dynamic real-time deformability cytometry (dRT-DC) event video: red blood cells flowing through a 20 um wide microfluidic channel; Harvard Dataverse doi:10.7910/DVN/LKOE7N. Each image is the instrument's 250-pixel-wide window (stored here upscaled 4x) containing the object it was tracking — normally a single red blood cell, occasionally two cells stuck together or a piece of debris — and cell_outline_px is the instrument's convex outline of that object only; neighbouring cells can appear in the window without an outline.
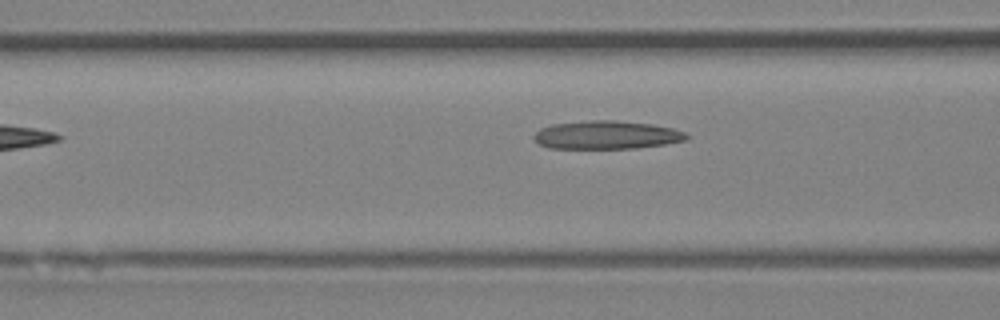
{"species": "Egyptian fruit bat (a non-hibernating species)", "species_latin": "Rousettus aegyptiacus", "temperature_condition": "room temperature", "stored_images_in_passage": 6, "camera_frame_rate_fps": 3000, "um_per_image_px": 0.085, "animal": {"sex": "female"}, "frame": {"image": 1, "passage_image": 5, "time_ms": 4.667, "image_size_px": [1000, 320], "cell_outline_px": [[688, 140], [664, 144], [636, 148], [548, 148], [540, 144], [532, 136], [540, 128], [552, 124], [588, 120], [616, 120], [652, 124], [672, 128], [684, 132], [688, 136]], "centroid_in_image_um": [51.55, 11.46], "position_along_channel_um": 115.0, "area_um2": 25.14}}
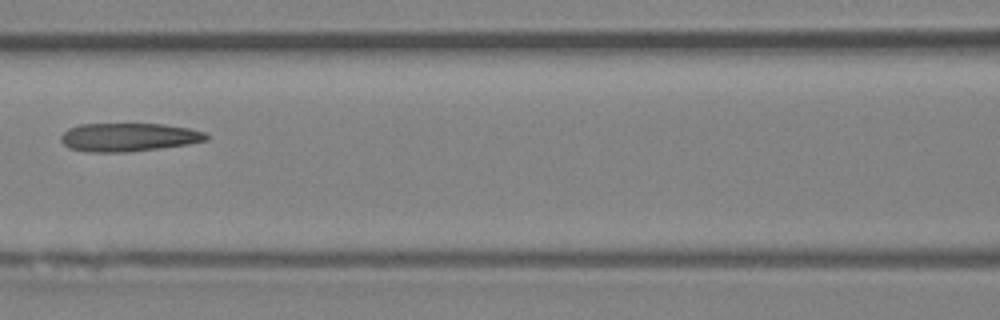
{"frame": {"image": 2, "passage_image": 6, "time_ms": 5.667, "image_size_px": [1000, 320], "cell_outline_px": [[208, 140], [188, 144], [160, 148], [124, 152], [88, 152], [68, 148], [60, 140], [60, 136], [68, 128], [80, 124], [164, 124], [188, 128], [204, 132], [208, 136]], "centroid_in_image_um": [10.9, 11.66], "position_along_channel_um": 155.7, "area_um2": 24.04}}